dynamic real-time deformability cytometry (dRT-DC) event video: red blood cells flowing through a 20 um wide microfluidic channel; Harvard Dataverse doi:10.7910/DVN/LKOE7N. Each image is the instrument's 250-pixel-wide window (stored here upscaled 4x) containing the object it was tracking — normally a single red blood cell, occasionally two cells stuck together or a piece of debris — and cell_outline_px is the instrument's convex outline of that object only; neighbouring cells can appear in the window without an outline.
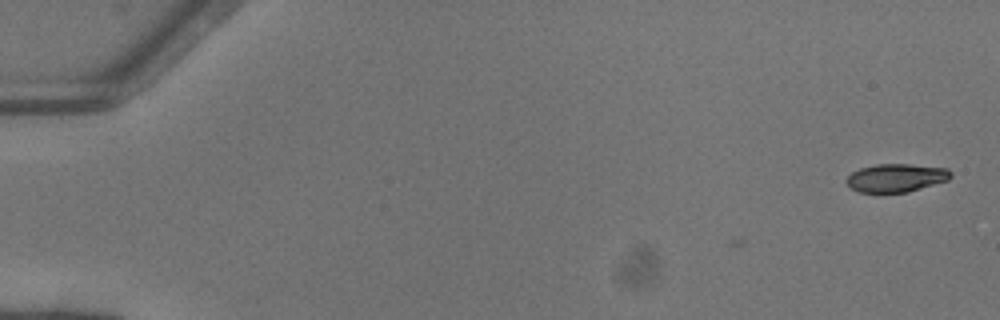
{"species": "common noctule bat (a hibernating species)", "species_latin": "Nyctalus noctula", "temperature_condition": "warm", "stored_images_in_passage": 2, "camera_frame_rate_fps": 3000, "um_per_image_px": 0.085, "animal": {"sex": "female"}, "frame": {"image": 1, "passage_image": 2, "time_ms": 0.333, "image_size_px": [1000, 320], "cell_outline_px": [[952, 176], [948, 180], [908, 192], [860, 192], [852, 188], [844, 180], [852, 172], [860, 168], [876, 164], [908, 164], [948, 168], [952, 172]], "centroid_in_image_um": [76.18, 15.11], "position_along_channel_um": 8.8, "area_um2": 17.11}}